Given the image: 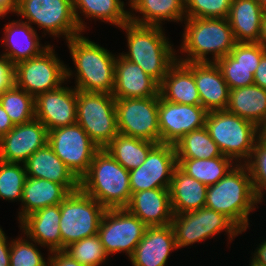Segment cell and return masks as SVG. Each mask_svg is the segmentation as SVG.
I'll return each mask as SVG.
<instances>
[{
	"label": "cell",
	"instance_id": "cell-40",
	"mask_svg": "<svg viewBox=\"0 0 266 266\" xmlns=\"http://www.w3.org/2000/svg\"><path fill=\"white\" fill-rule=\"evenodd\" d=\"M244 164L250 173L254 192L260 203L266 190V142L258 138Z\"/></svg>",
	"mask_w": 266,
	"mask_h": 266
},
{
	"label": "cell",
	"instance_id": "cell-34",
	"mask_svg": "<svg viewBox=\"0 0 266 266\" xmlns=\"http://www.w3.org/2000/svg\"><path fill=\"white\" fill-rule=\"evenodd\" d=\"M157 143L118 134L104 149L126 170L138 168Z\"/></svg>",
	"mask_w": 266,
	"mask_h": 266
},
{
	"label": "cell",
	"instance_id": "cell-33",
	"mask_svg": "<svg viewBox=\"0 0 266 266\" xmlns=\"http://www.w3.org/2000/svg\"><path fill=\"white\" fill-rule=\"evenodd\" d=\"M72 7L81 32H84L86 26L79 13L86 16L84 18L109 22L119 28L129 21L130 12L125 10L124 1L121 0H72Z\"/></svg>",
	"mask_w": 266,
	"mask_h": 266
},
{
	"label": "cell",
	"instance_id": "cell-28",
	"mask_svg": "<svg viewBox=\"0 0 266 266\" xmlns=\"http://www.w3.org/2000/svg\"><path fill=\"white\" fill-rule=\"evenodd\" d=\"M163 100L177 104L201 105L194 74L181 61H176L159 84Z\"/></svg>",
	"mask_w": 266,
	"mask_h": 266
},
{
	"label": "cell",
	"instance_id": "cell-44",
	"mask_svg": "<svg viewBox=\"0 0 266 266\" xmlns=\"http://www.w3.org/2000/svg\"><path fill=\"white\" fill-rule=\"evenodd\" d=\"M52 255L47 258V266H84L73 259L64 250L52 251Z\"/></svg>",
	"mask_w": 266,
	"mask_h": 266
},
{
	"label": "cell",
	"instance_id": "cell-48",
	"mask_svg": "<svg viewBox=\"0 0 266 266\" xmlns=\"http://www.w3.org/2000/svg\"><path fill=\"white\" fill-rule=\"evenodd\" d=\"M19 0H0V17H4L8 13H16Z\"/></svg>",
	"mask_w": 266,
	"mask_h": 266
},
{
	"label": "cell",
	"instance_id": "cell-29",
	"mask_svg": "<svg viewBox=\"0 0 266 266\" xmlns=\"http://www.w3.org/2000/svg\"><path fill=\"white\" fill-rule=\"evenodd\" d=\"M70 192L59 183L27 177L24 183L19 222L26 216L48 206L60 204Z\"/></svg>",
	"mask_w": 266,
	"mask_h": 266
},
{
	"label": "cell",
	"instance_id": "cell-53",
	"mask_svg": "<svg viewBox=\"0 0 266 266\" xmlns=\"http://www.w3.org/2000/svg\"><path fill=\"white\" fill-rule=\"evenodd\" d=\"M261 5L263 6V8L266 10V0H258Z\"/></svg>",
	"mask_w": 266,
	"mask_h": 266
},
{
	"label": "cell",
	"instance_id": "cell-35",
	"mask_svg": "<svg viewBox=\"0 0 266 266\" xmlns=\"http://www.w3.org/2000/svg\"><path fill=\"white\" fill-rule=\"evenodd\" d=\"M236 164L229 157L177 159V166L187 175L209 186L216 184Z\"/></svg>",
	"mask_w": 266,
	"mask_h": 266
},
{
	"label": "cell",
	"instance_id": "cell-19",
	"mask_svg": "<svg viewBox=\"0 0 266 266\" xmlns=\"http://www.w3.org/2000/svg\"><path fill=\"white\" fill-rule=\"evenodd\" d=\"M35 118L52 130L76 123L77 90L60 86L34 98Z\"/></svg>",
	"mask_w": 266,
	"mask_h": 266
},
{
	"label": "cell",
	"instance_id": "cell-39",
	"mask_svg": "<svg viewBox=\"0 0 266 266\" xmlns=\"http://www.w3.org/2000/svg\"><path fill=\"white\" fill-rule=\"evenodd\" d=\"M64 251L84 266H99L109 257L98 234L74 242Z\"/></svg>",
	"mask_w": 266,
	"mask_h": 266
},
{
	"label": "cell",
	"instance_id": "cell-32",
	"mask_svg": "<svg viewBox=\"0 0 266 266\" xmlns=\"http://www.w3.org/2000/svg\"><path fill=\"white\" fill-rule=\"evenodd\" d=\"M226 110L259 128L266 121V89L254 84L229 89V103Z\"/></svg>",
	"mask_w": 266,
	"mask_h": 266
},
{
	"label": "cell",
	"instance_id": "cell-46",
	"mask_svg": "<svg viewBox=\"0 0 266 266\" xmlns=\"http://www.w3.org/2000/svg\"><path fill=\"white\" fill-rule=\"evenodd\" d=\"M254 85L266 89V52L262 55L260 63L255 70Z\"/></svg>",
	"mask_w": 266,
	"mask_h": 266
},
{
	"label": "cell",
	"instance_id": "cell-51",
	"mask_svg": "<svg viewBox=\"0 0 266 266\" xmlns=\"http://www.w3.org/2000/svg\"><path fill=\"white\" fill-rule=\"evenodd\" d=\"M259 138L266 142V121L259 127Z\"/></svg>",
	"mask_w": 266,
	"mask_h": 266
},
{
	"label": "cell",
	"instance_id": "cell-45",
	"mask_svg": "<svg viewBox=\"0 0 266 266\" xmlns=\"http://www.w3.org/2000/svg\"><path fill=\"white\" fill-rule=\"evenodd\" d=\"M0 227V266H10L11 241Z\"/></svg>",
	"mask_w": 266,
	"mask_h": 266
},
{
	"label": "cell",
	"instance_id": "cell-26",
	"mask_svg": "<svg viewBox=\"0 0 266 266\" xmlns=\"http://www.w3.org/2000/svg\"><path fill=\"white\" fill-rule=\"evenodd\" d=\"M34 26L23 20H13L6 24L2 39L5 51L2 55L6 57L14 66L22 61H26L40 55L49 47L41 45L39 36Z\"/></svg>",
	"mask_w": 266,
	"mask_h": 266
},
{
	"label": "cell",
	"instance_id": "cell-37",
	"mask_svg": "<svg viewBox=\"0 0 266 266\" xmlns=\"http://www.w3.org/2000/svg\"><path fill=\"white\" fill-rule=\"evenodd\" d=\"M0 104L14 125L23 124L35 118L34 97L15 85L0 94Z\"/></svg>",
	"mask_w": 266,
	"mask_h": 266
},
{
	"label": "cell",
	"instance_id": "cell-22",
	"mask_svg": "<svg viewBox=\"0 0 266 266\" xmlns=\"http://www.w3.org/2000/svg\"><path fill=\"white\" fill-rule=\"evenodd\" d=\"M177 249L171 224L147 226L129 258L133 266H165L170 252Z\"/></svg>",
	"mask_w": 266,
	"mask_h": 266
},
{
	"label": "cell",
	"instance_id": "cell-7",
	"mask_svg": "<svg viewBox=\"0 0 266 266\" xmlns=\"http://www.w3.org/2000/svg\"><path fill=\"white\" fill-rule=\"evenodd\" d=\"M105 211L106 208L81 188L70 192L60 203L61 250L83 238L98 234Z\"/></svg>",
	"mask_w": 266,
	"mask_h": 266
},
{
	"label": "cell",
	"instance_id": "cell-52",
	"mask_svg": "<svg viewBox=\"0 0 266 266\" xmlns=\"http://www.w3.org/2000/svg\"><path fill=\"white\" fill-rule=\"evenodd\" d=\"M250 263H251V264H249L250 266H265L264 264L255 261L253 258H252V261Z\"/></svg>",
	"mask_w": 266,
	"mask_h": 266
},
{
	"label": "cell",
	"instance_id": "cell-18",
	"mask_svg": "<svg viewBox=\"0 0 266 266\" xmlns=\"http://www.w3.org/2000/svg\"><path fill=\"white\" fill-rule=\"evenodd\" d=\"M265 52L258 42H237L228 55L216 62L229 89L254 84L255 70Z\"/></svg>",
	"mask_w": 266,
	"mask_h": 266
},
{
	"label": "cell",
	"instance_id": "cell-49",
	"mask_svg": "<svg viewBox=\"0 0 266 266\" xmlns=\"http://www.w3.org/2000/svg\"><path fill=\"white\" fill-rule=\"evenodd\" d=\"M253 259L266 266V240H263L261 244L256 248L253 253Z\"/></svg>",
	"mask_w": 266,
	"mask_h": 266
},
{
	"label": "cell",
	"instance_id": "cell-17",
	"mask_svg": "<svg viewBox=\"0 0 266 266\" xmlns=\"http://www.w3.org/2000/svg\"><path fill=\"white\" fill-rule=\"evenodd\" d=\"M48 144L46 126L34 118L15 125L0 139V160L24 164L38 149Z\"/></svg>",
	"mask_w": 266,
	"mask_h": 266
},
{
	"label": "cell",
	"instance_id": "cell-1",
	"mask_svg": "<svg viewBox=\"0 0 266 266\" xmlns=\"http://www.w3.org/2000/svg\"><path fill=\"white\" fill-rule=\"evenodd\" d=\"M120 28L126 30L129 49V52L121 55L140 66L160 84L178 57L162 26L140 25L128 21Z\"/></svg>",
	"mask_w": 266,
	"mask_h": 266
},
{
	"label": "cell",
	"instance_id": "cell-23",
	"mask_svg": "<svg viewBox=\"0 0 266 266\" xmlns=\"http://www.w3.org/2000/svg\"><path fill=\"white\" fill-rule=\"evenodd\" d=\"M146 226H166L174 216L169 188L143 190L131 194L125 207Z\"/></svg>",
	"mask_w": 266,
	"mask_h": 266
},
{
	"label": "cell",
	"instance_id": "cell-3",
	"mask_svg": "<svg viewBox=\"0 0 266 266\" xmlns=\"http://www.w3.org/2000/svg\"><path fill=\"white\" fill-rule=\"evenodd\" d=\"M180 52L181 62H213L228 55L237 43L228 18H186ZM212 54L213 59L207 58ZM182 58V59H181Z\"/></svg>",
	"mask_w": 266,
	"mask_h": 266
},
{
	"label": "cell",
	"instance_id": "cell-20",
	"mask_svg": "<svg viewBox=\"0 0 266 266\" xmlns=\"http://www.w3.org/2000/svg\"><path fill=\"white\" fill-rule=\"evenodd\" d=\"M194 74L201 106L207 111L226 110L229 87L219 66L213 62H183Z\"/></svg>",
	"mask_w": 266,
	"mask_h": 266
},
{
	"label": "cell",
	"instance_id": "cell-21",
	"mask_svg": "<svg viewBox=\"0 0 266 266\" xmlns=\"http://www.w3.org/2000/svg\"><path fill=\"white\" fill-rule=\"evenodd\" d=\"M112 95L115 99L160 96L159 84L140 66L118 55L115 62Z\"/></svg>",
	"mask_w": 266,
	"mask_h": 266
},
{
	"label": "cell",
	"instance_id": "cell-43",
	"mask_svg": "<svg viewBox=\"0 0 266 266\" xmlns=\"http://www.w3.org/2000/svg\"><path fill=\"white\" fill-rule=\"evenodd\" d=\"M14 85V65L6 57L0 55V94Z\"/></svg>",
	"mask_w": 266,
	"mask_h": 266
},
{
	"label": "cell",
	"instance_id": "cell-41",
	"mask_svg": "<svg viewBox=\"0 0 266 266\" xmlns=\"http://www.w3.org/2000/svg\"><path fill=\"white\" fill-rule=\"evenodd\" d=\"M23 237L11 240L10 266H47L41 251L31 240Z\"/></svg>",
	"mask_w": 266,
	"mask_h": 266
},
{
	"label": "cell",
	"instance_id": "cell-12",
	"mask_svg": "<svg viewBox=\"0 0 266 266\" xmlns=\"http://www.w3.org/2000/svg\"><path fill=\"white\" fill-rule=\"evenodd\" d=\"M48 145L79 180L88 172L100 149L77 122L49 130Z\"/></svg>",
	"mask_w": 266,
	"mask_h": 266
},
{
	"label": "cell",
	"instance_id": "cell-11",
	"mask_svg": "<svg viewBox=\"0 0 266 266\" xmlns=\"http://www.w3.org/2000/svg\"><path fill=\"white\" fill-rule=\"evenodd\" d=\"M16 14L30 25L37 24L52 36H65L68 41L82 32L77 25L72 0H19Z\"/></svg>",
	"mask_w": 266,
	"mask_h": 266
},
{
	"label": "cell",
	"instance_id": "cell-8",
	"mask_svg": "<svg viewBox=\"0 0 266 266\" xmlns=\"http://www.w3.org/2000/svg\"><path fill=\"white\" fill-rule=\"evenodd\" d=\"M76 122L104 149L119 134L116 99L108 93L77 90Z\"/></svg>",
	"mask_w": 266,
	"mask_h": 266
},
{
	"label": "cell",
	"instance_id": "cell-27",
	"mask_svg": "<svg viewBox=\"0 0 266 266\" xmlns=\"http://www.w3.org/2000/svg\"><path fill=\"white\" fill-rule=\"evenodd\" d=\"M264 14L258 0H232L228 21L236 42H258Z\"/></svg>",
	"mask_w": 266,
	"mask_h": 266
},
{
	"label": "cell",
	"instance_id": "cell-16",
	"mask_svg": "<svg viewBox=\"0 0 266 266\" xmlns=\"http://www.w3.org/2000/svg\"><path fill=\"white\" fill-rule=\"evenodd\" d=\"M207 113L201 105L177 104L159 96L160 143L174 145L187 133L203 128Z\"/></svg>",
	"mask_w": 266,
	"mask_h": 266
},
{
	"label": "cell",
	"instance_id": "cell-14",
	"mask_svg": "<svg viewBox=\"0 0 266 266\" xmlns=\"http://www.w3.org/2000/svg\"><path fill=\"white\" fill-rule=\"evenodd\" d=\"M146 227L126 208H111L106 209L102 217L98 235L108 256L117 252H126L130 258L141 241Z\"/></svg>",
	"mask_w": 266,
	"mask_h": 266
},
{
	"label": "cell",
	"instance_id": "cell-47",
	"mask_svg": "<svg viewBox=\"0 0 266 266\" xmlns=\"http://www.w3.org/2000/svg\"><path fill=\"white\" fill-rule=\"evenodd\" d=\"M15 125L9 115L0 104V139L7 134Z\"/></svg>",
	"mask_w": 266,
	"mask_h": 266
},
{
	"label": "cell",
	"instance_id": "cell-9",
	"mask_svg": "<svg viewBox=\"0 0 266 266\" xmlns=\"http://www.w3.org/2000/svg\"><path fill=\"white\" fill-rule=\"evenodd\" d=\"M53 46L40 55L22 61L14 66L15 86L32 95L34 98L47 91H52L74 76L55 54Z\"/></svg>",
	"mask_w": 266,
	"mask_h": 266
},
{
	"label": "cell",
	"instance_id": "cell-24",
	"mask_svg": "<svg viewBox=\"0 0 266 266\" xmlns=\"http://www.w3.org/2000/svg\"><path fill=\"white\" fill-rule=\"evenodd\" d=\"M24 166L27 177L46 179L62 184L69 192L80 188V180L48 144L33 153L26 160Z\"/></svg>",
	"mask_w": 266,
	"mask_h": 266
},
{
	"label": "cell",
	"instance_id": "cell-15",
	"mask_svg": "<svg viewBox=\"0 0 266 266\" xmlns=\"http://www.w3.org/2000/svg\"><path fill=\"white\" fill-rule=\"evenodd\" d=\"M176 166L177 158L174 145L157 143L138 168L129 170L131 192L170 188L172 174Z\"/></svg>",
	"mask_w": 266,
	"mask_h": 266
},
{
	"label": "cell",
	"instance_id": "cell-50",
	"mask_svg": "<svg viewBox=\"0 0 266 266\" xmlns=\"http://www.w3.org/2000/svg\"><path fill=\"white\" fill-rule=\"evenodd\" d=\"M258 43L266 49V10L262 20L261 36Z\"/></svg>",
	"mask_w": 266,
	"mask_h": 266
},
{
	"label": "cell",
	"instance_id": "cell-31",
	"mask_svg": "<svg viewBox=\"0 0 266 266\" xmlns=\"http://www.w3.org/2000/svg\"><path fill=\"white\" fill-rule=\"evenodd\" d=\"M129 4L131 10L142 14L136 17L129 13V21L136 24L161 27L162 21L178 23L186 19L185 0H132Z\"/></svg>",
	"mask_w": 266,
	"mask_h": 266
},
{
	"label": "cell",
	"instance_id": "cell-10",
	"mask_svg": "<svg viewBox=\"0 0 266 266\" xmlns=\"http://www.w3.org/2000/svg\"><path fill=\"white\" fill-rule=\"evenodd\" d=\"M171 226L177 249L200 243L209 237L213 238L223 230L229 239L231 238L229 242L238 234H242V230L230 218L207 207L174 214Z\"/></svg>",
	"mask_w": 266,
	"mask_h": 266
},
{
	"label": "cell",
	"instance_id": "cell-4",
	"mask_svg": "<svg viewBox=\"0 0 266 266\" xmlns=\"http://www.w3.org/2000/svg\"><path fill=\"white\" fill-rule=\"evenodd\" d=\"M80 188L104 208H125L131 198L129 170L105 149H99L88 172L80 179Z\"/></svg>",
	"mask_w": 266,
	"mask_h": 266
},
{
	"label": "cell",
	"instance_id": "cell-13",
	"mask_svg": "<svg viewBox=\"0 0 266 266\" xmlns=\"http://www.w3.org/2000/svg\"><path fill=\"white\" fill-rule=\"evenodd\" d=\"M159 96L116 99L120 134L160 143Z\"/></svg>",
	"mask_w": 266,
	"mask_h": 266
},
{
	"label": "cell",
	"instance_id": "cell-30",
	"mask_svg": "<svg viewBox=\"0 0 266 266\" xmlns=\"http://www.w3.org/2000/svg\"><path fill=\"white\" fill-rule=\"evenodd\" d=\"M207 185L175 167L169 188L173 214H180L205 207Z\"/></svg>",
	"mask_w": 266,
	"mask_h": 266
},
{
	"label": "cell",
	"instance_id": "cell-36",
	"mask_svg": "<svg viewBox=\"0 0 266 266\" xmlns=\"http://www.w3.org/2000/svg\"><path fill=\"white\" fill-rule=\"evenodd\" d=\"M177 159H210L224 156L207 128L193 130L174 144Z\"/></svg>",
	"mask_w": 266,
	"mask_h": 266
},
{
	"label": "cell",
	"instance_id": "cell-25",
	"mask_svg": "<svg viewBox=\"0 0 266 266\" xmlns=\"http://www.w3.org/2000/svg\"><path fill=\"white\" fill-rule=\"evenodd\" d=\"M60 204L48 206L26 216L19 224L36 245L47 247L50 252L61 250Z\"/></svg>",
	"mask_w": 266,
	"mask_h": 266
},
{
	"label": "cell",
	"instance_id": "cell-5",
	"mask_svg": "<svg viewBox=\"0 0 266 266\" xmlns=\"http://www.w3.org/2000/svg\"><path fill=\"white\" fill-rule=\"evenodd\" d=\"M66 43L76 68L74 88L80 91L112 94L116 55L81 34L72 37Z\"/></svg>",
	"mask_w": 266,
	"mask_h": 266
},
{
	"label": "cell",
	"instance_id": "cell-6",
	"mask_svg": "<svg viewBox=\"0 0 266 266\" xmlns=\"http://www.w3.org/2000/svg\"><path fill=\"white\" fill-rule=\"evenodd\" d=\"M205 127L221 153L237 164L248 160L259 138V128L255 124L227 110L208 112Z\"/></svg>",
	"mask_w": 266,
	"mask_h": 266
},
{
	"label": "cell",
	"instance_id": "cell-2",
	"mask_svg": "<svg viewBox=\"0 0 266 266\" xmlns=\"http://www.w3.org/2000/svg\"><path fill=\"white\" fill-rule=\"evenodd\" d=\"M257 204L250 173L243 163L234 164L216 184L207 187L205 207L226 215L242 232L249 227L248 216Z\"/></svg>",
	"mask_w": 266,
	"mask_h": 266
},
{
	"label": "cell",
	"instance_id": "cell-38",
	"mask_svg": "<svg viewBox=\"0 0 266 266\" xmlns=\"http://www.w3.org/2000/svg\"><path fill=\"white\" fill-rule=\"evenodd\" d=\"M26 178L24 164L0 160V199L21 201Z\"/></svg>",
	"mask_w": 266,
	"mask_h": 266
},
{
	"label": "cell",
	"instance_id": "cell-42",
	"mask_svg": "<svg viewBox=\"0 0 266 266\" xmlns=\"http://www.w3.org/2000/svg\"><path fill=\"white\" fill-rule=\"evenodd\" d=\"M232 0H185L186 18H228Z\"/></svg>",
	"mask_w": 266,
	"mask_h": 266
}]
</instances>
